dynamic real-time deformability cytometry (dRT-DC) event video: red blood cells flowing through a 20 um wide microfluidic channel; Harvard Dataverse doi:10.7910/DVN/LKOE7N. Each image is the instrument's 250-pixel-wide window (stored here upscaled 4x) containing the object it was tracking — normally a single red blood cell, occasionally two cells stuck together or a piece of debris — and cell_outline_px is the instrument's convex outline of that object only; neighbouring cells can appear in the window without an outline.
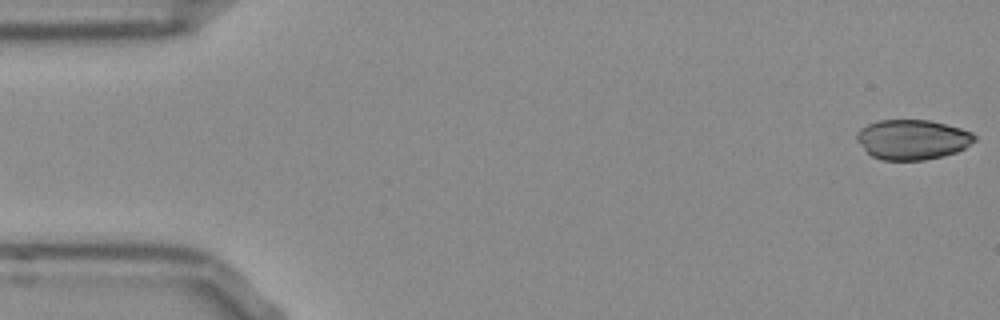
{"species": "Egyptian fruit bat (a non-hibernating species)", "species_latin": "Rousettus aegyptiacus", "temperature_condition": "room temperature", "stored_images_in_passage": 52, "camera_frame_rate_fps": 3000, "um_per_image_px": 0.085, "frame": {"image": 1, "passage_image": 1, "time_ms": 0.0, "image_size_px": [1000, 320], "cell_outline_px": [[976, 140], [964, 148], [956, 152], [944, 156], [924, 160], [880, 160], [872, 156], [856, 140], [856, 132], [860, 128], [868, 124], [880, 120], [928, 120], [960, 128], [972, 132], [976, 136]], "centroid_in_image_um": [77.55, 11.86], "position_along_channel_um": 7.5, "area_um2": 27.4}}
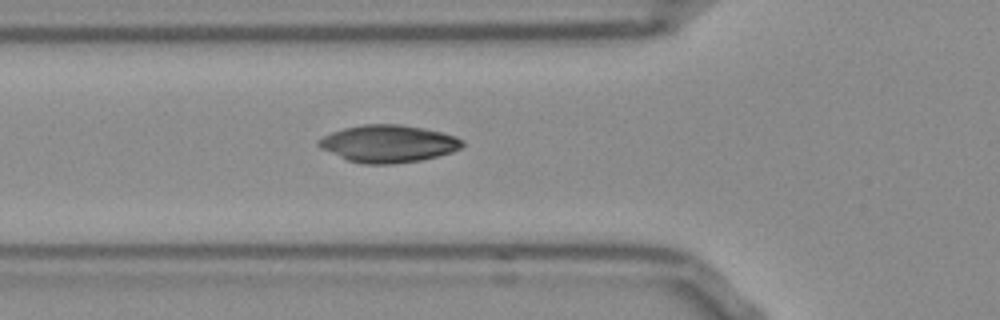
{"frame": {"image": 2, "passage_image": 18, "time_ms": 5.667, "image_size_px": [1000, 320], "cell_outline_px": [[464, 144], [460, 148], [452, 152], [420, 160], [392, 164], [364, 164], [348, 160], [320, 148], [316, 144], [316, 140], [332, 132], [344, 128], [364, 124], [400, 124], [424, 128], [456, 136], [464, 140]], "centroid_in_image_um": [33.0, 12.21], "position_along_channel_um": 92.8, "area_um2": 31.21}}
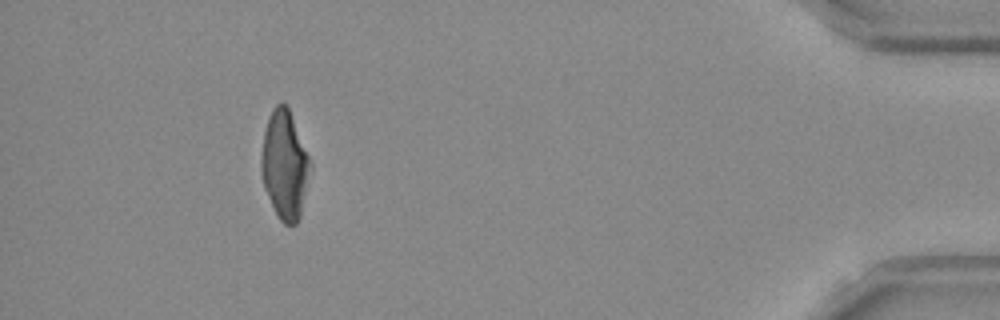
{"frame": {"image": 3, "passage_image": 48, "time_ms": 15.667, "image_size_px": [1000, 320], "cell_outline_px": [[312, 168], [300, 216], [296, 224], [284, 224], [280, 220], [264, 188], [260, 168], [260, 156], [264, 132], [268, 116], [272, 108], [276, 104], [284, 104], [288, 108], [312, 164]], "centroid_in_image_um": [24.19, 14.03], "position_along_channel_um": 411.0, "area_um2": 30.87}, "authors_computed_cell_mechanics": {"area_um2": 29.9115, "velocity_mm_per_s": 3.8233, "shape_relaxation_time_tau1_ms": 4.4625, "shape_relaxation_time_tau2_ms": 3.4005, "deformation_change_tau1": 0.0918, "deformation_change_tau2": 0.0611}}